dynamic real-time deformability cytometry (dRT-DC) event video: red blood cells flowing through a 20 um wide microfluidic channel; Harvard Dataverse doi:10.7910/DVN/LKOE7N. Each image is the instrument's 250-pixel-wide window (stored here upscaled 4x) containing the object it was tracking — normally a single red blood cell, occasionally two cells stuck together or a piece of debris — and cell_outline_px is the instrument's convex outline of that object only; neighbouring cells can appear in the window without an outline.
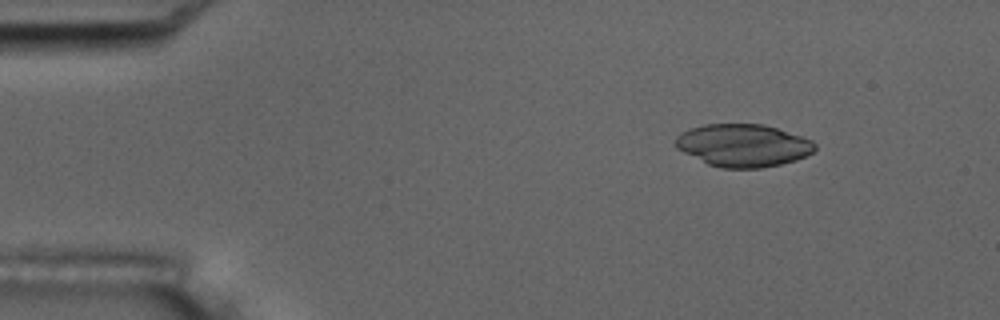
{"species": "common noctule bat (a hibernating species)", "species_latin": "Nyctalus noctula", "temperature_condition": "room temperature", "stored_images_in_passage": 9, "camera_frame_rate_fps": 3000, "um_per_image_px": 0.085, "animal": {"sex": "male", "body_mass_g": 17.5, "forearm_length_mm": 52.3}, "frame": {"image": 1, "passage_image": 2, "time_ms": 1.0, "image_size_px": [1000, 320], "cell_outline_px": [[816, 148], [812, 152], [796, 160], [780, 164], [760, 168], [720, 168], [708, 164], [676, 148], [676, 136], [680, 132], [704, 124], [764, 124], [812, 140], [816, 144]], "centroid_in_image_um": [63.15, 12.36], "position_along_channel_um": 21.8, "area_um2": 34.39}}